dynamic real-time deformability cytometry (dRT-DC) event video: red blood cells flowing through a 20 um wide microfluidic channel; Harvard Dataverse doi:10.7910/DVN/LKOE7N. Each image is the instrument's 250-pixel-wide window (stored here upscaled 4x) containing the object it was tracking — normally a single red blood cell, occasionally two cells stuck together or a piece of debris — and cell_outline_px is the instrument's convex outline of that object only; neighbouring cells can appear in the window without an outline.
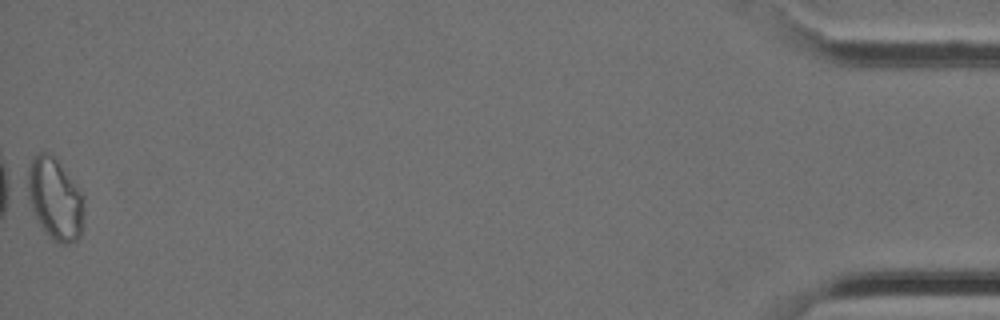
{"species": "Egyptian fruit bat (a non-hibernating species)", "species_latin": "Rousettus aegyptiacus", "temperature_condition": "cold", "stored_images_in_passage": 40, "camera_frame_rate_fps": 3000, "um_per_image_px": 0.085, "animal": {"sex": "female"}, "frame": {"image": 1, "passage_image": 40, "time_ms": 13.0, "image_size_px": [1000, 320], "cell_outline_px": [[84, 216], [80, 236], [76, 240], [68, 244], [60, 244], [52, 240], [44, 232], [20, 192], [20, 188], [32, 160], [40, 152], [44, 152], [52, 156], [56, 160], [84, 196]], "centroid_in_image_um": [4.57, 16.95], "position_along_channel_um": 430.6, "area_um2": 27.92}}